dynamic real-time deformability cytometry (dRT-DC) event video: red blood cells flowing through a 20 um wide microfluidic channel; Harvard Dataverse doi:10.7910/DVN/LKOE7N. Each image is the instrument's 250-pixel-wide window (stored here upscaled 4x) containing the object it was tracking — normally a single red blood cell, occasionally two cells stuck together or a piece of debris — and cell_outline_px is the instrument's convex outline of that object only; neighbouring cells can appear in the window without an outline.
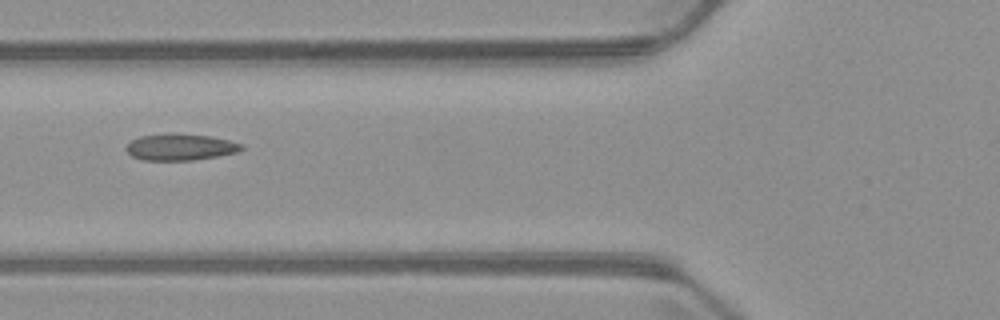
{"species": "common noctule bat (a hibernating species)", "species_latin": "Nyctalus noctula", "temperature_condition": "warm", "stored_images_in_passage": 6, "camera_frame_rate_fps": 3000, "um_per_image_px": 0.085, "animal": {"sex": "male", "body_mass_g": 23.1, "forearm_length_mm": 52.7}, "frame": {"image": 1, "passage_image": 6, "time_ms": 5.667, "image_size_px": [1000, 320], "cell_outline_px": [[244, 148], [240, 152], [192, 160], [144, 160], [132, 156], [124, 148], [132, 140], [140, 136], [168, 132], [172, 132], [212, 136], [244, 144]], "centroid_in_image_um": [15.35, 12.48], "position_along_channel_um": 110.5, "area_um2": 18.09}}